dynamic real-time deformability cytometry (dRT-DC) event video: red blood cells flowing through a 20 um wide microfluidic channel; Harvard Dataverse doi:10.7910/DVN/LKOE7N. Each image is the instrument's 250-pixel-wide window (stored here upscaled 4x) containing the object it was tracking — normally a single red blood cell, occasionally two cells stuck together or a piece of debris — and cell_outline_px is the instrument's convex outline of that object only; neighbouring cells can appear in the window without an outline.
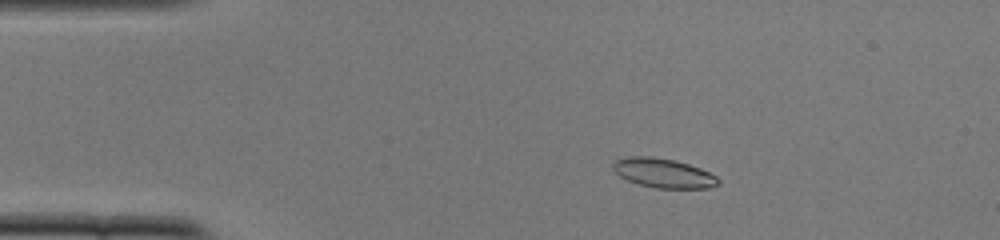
{"species": "common noctule bat (a hibernating species)", "species_latin": "Nyctalus noctula", "temperature_condition": "cold", "stored_images_in_passage": 50, "camera_frame_rate_fps": 3000, "um_per_image_px": 0.085, "animal": {"sex": "female", "body_mass_g": 22.0, "forearm_length_mm": 56.7}, "frame": {"image": 1, "passage_image": 8, "time_ms": 2.333, "image_size_px": [1000, 240], "cell_outline_px": [[720, 184], [708, 188], [656, 188], [640, 184], [628, 180], [620, 176], [612, 168], [612, 164], [616, 160], [628, 156], [652, 156], [676, 160], [700, 168], [716, 176], [720, 180]], "centroid_in_image_um": [56.4, 14.7], "position_along_channel_um": 28.6, "area_um2": 17.98}}
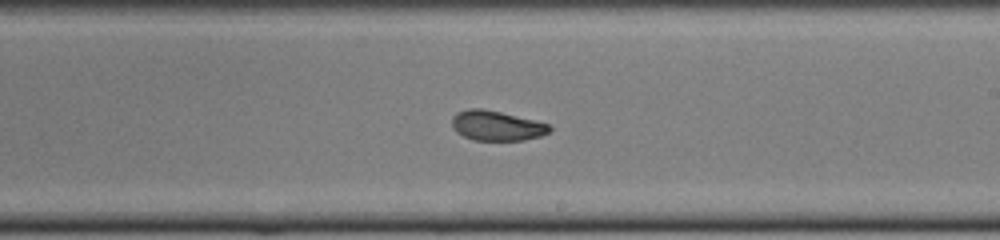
{"frame": {"image": 2, "passage_image": 29, "time_ms": 9.333, "image_size_px": [1000, 240], "cell_outline_px": [[552, 128], [548, 132], [540, 136], [524, 140], [472, 140], [456, 132], [452, 128], [452, 116], [456, 112], [468, 108], [480, 108], [500, 112], [548, 124]], "centroid_in_image_um": [42.15, 10.68], "position_along_channel_um": 246.9, "area_um2": 16.88}}
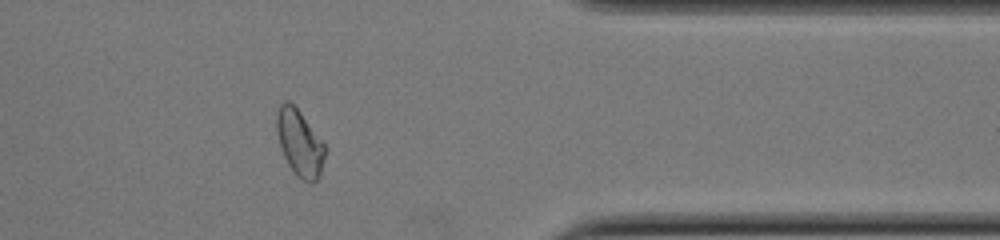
{"frame": {"image": 3, "passage_image": 41, "time_ms": 13.333, "image_size_px": [1000, 240], "cell_outline_px": [[324, 156], [320, 176], [312, 184], [308, 184], [300, 180], [296, 176], [288, 164], [284, 156], [276, 132], [276, 116], [280, 104], [284, 100], [288, 100], [300, 112], [324, 144]], "centroid_in_image_um": [25.45, 12.19], "position_along_channel_um": 386.0, "area_um2": 18.55}, "authors_computed_cell_mechanics": {"area_um2": 17.8602, "velocity_mm_per_s": 3.8742, "shape_relaxation_time_tau1_ms": null, "shape_relaxation_time_tau2_ms": 1.855, "deformation_change_tau1": null, "deformation_change_tau2": 0.0742}}